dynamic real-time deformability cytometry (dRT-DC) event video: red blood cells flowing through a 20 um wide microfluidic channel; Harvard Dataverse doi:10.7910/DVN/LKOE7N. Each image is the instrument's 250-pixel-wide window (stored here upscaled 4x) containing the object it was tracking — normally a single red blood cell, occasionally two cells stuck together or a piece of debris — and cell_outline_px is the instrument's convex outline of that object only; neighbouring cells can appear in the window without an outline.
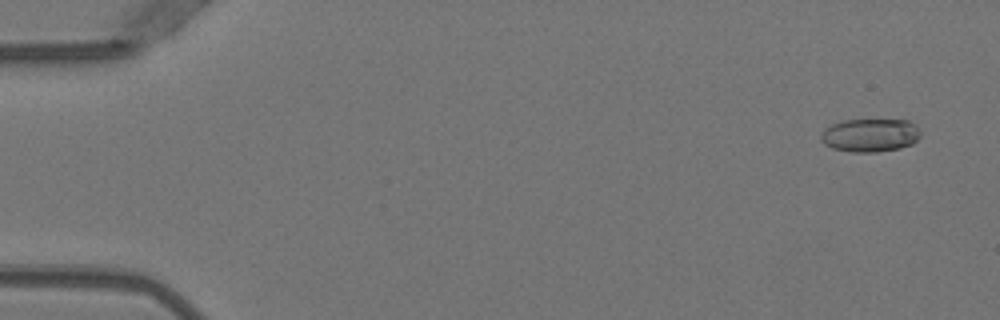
{"species": "Egyptian fruit bat (a non-hibernating species)", "species_latin": "Rousettus aegyptiacus", "temperature_condition": "warm", "stored_images_in_passage": 52, "camera_frame_rate_fps": 3000, "um_per_image_px": 0.085, "animal": {"sex": "female"}, "frame": {"image": 1, "passage_image": 3, "time_ms": 0.667, "image_size_px": [1000, 320], "cell_outline_px": [[920, 136], [912, 144], [900, 148], [876, 152], [852, 152], [832, 148], [824, 144], [820, 140], [820, 136], [832, 124], [844, 120], [908, 120], [916, 124], [920, 132]], "centroid_in_image_um": [73.98, 11.5], "position_along_channel_um": 11.0, "area_um2": 19.25}}
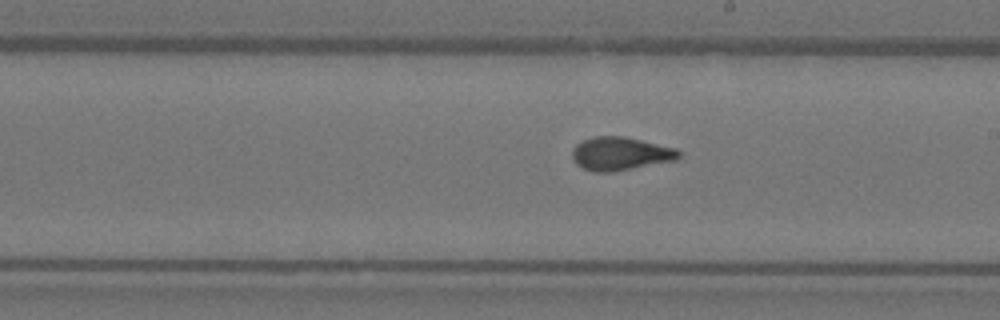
{"frame": {"image": 2, "passage_image": 30, "time_ms": 9.667, "image_size_px": [1000, 320], "cell_outline_px": [[680, 156], [676, 160], [612, 172], [592, 172], [576, 164], [572, 160], [572, 148], [576, 144], [584, 140], [596, 136], [624, 136], [676, 148], [680, 152]], "centroid_in_image_um": [52.71, 13.06], "position_along_channel_um": 236.3, "area_um2": 20.69}}
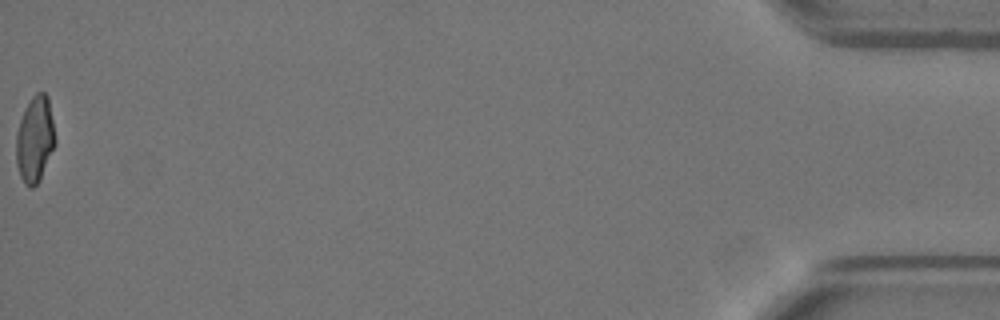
{"frame": {"image": 3, "passage_image": 52, "time_ms": 17.0, "image_size_px": [1000, 320], "cell_outline_px": [[56, 144], [40, 180], [32, 188], [28, 188], [24, 184], [20, 176], [16, 164], [16, 132], [24, 108], [32, 96], [36, 92], [44, 92], [48, 96], [56, 140]], "centroid_in_image_um": [2.96, 11.85], "position_along_channel_um": 432.2, "area_um2": 19.88}, "authors_computed_cell_mechanics": {"area_um2": 19.8832, "velocity_mm_per_s": 4.0007, "shape_relaxation_time_tau1_ms": 8.576, "shape_relaxation_time_tau2_ms": 1.213, "deformation_change_tau1": 0.2453, "deformation_change_tau2": 0.0753}}